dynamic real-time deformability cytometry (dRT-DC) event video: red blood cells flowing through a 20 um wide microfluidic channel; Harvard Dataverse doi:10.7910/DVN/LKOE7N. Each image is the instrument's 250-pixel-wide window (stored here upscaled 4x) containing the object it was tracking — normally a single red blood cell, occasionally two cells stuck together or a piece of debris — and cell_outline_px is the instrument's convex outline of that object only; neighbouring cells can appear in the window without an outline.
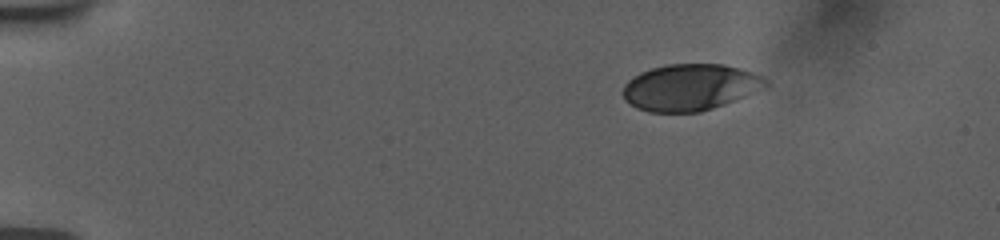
{"species": "human", "species_latin": "Homo sapiens", "temperature_condition": "room temperature", "stored_images_in_passage": 16, "camera_frame_rate_fps": 3000, "um_per_image_px": 0.085, "donor": {"sex": "female"}, "frame": {"image": 1, "passage_image": 1, "time_ms": 0.0, "image_size_px": [1000, 240], "cell_outline_px": [[768, 84], [764, 88], [736, 100], [700, 112], [648, 112], [636, 108], [624, 100], [624, 84], [628, 80], [640, 72], [652, 68], [668, 64], [724, 64], [740, 68], [764, 76], [768, 80]], "centroid_in_image_um": [58.67, 7.42], "position_along_channel_um": 26.3, "area_um2": 38.78}}
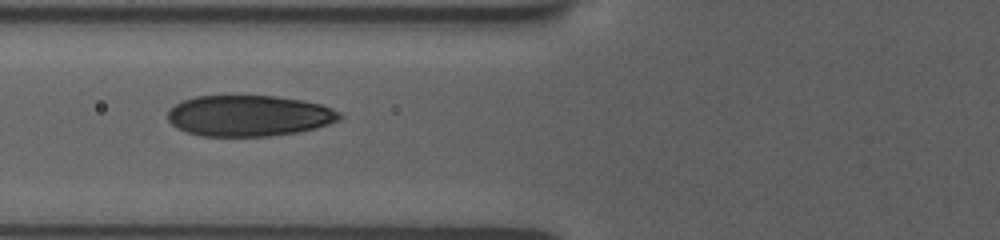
{"frame": {"image": 2, "passage_image": 12, "time_ms": 4.667, "image_size_px": [1000, 240], "cell_outline_px": [[344, 116], [340, 120], [316, 128], [300, 132], [268, 136], [200, 136], [176, 128], [168, 120], [168, 108], [184, 100], [196, 96], [276, 96], [300, 100], [320, 104], [332, 108], [340, 112]], "centroid_in_image_um": [21.17, 9.84], "position_along_channel_um": 104.6, "area_um2": 41.21}}
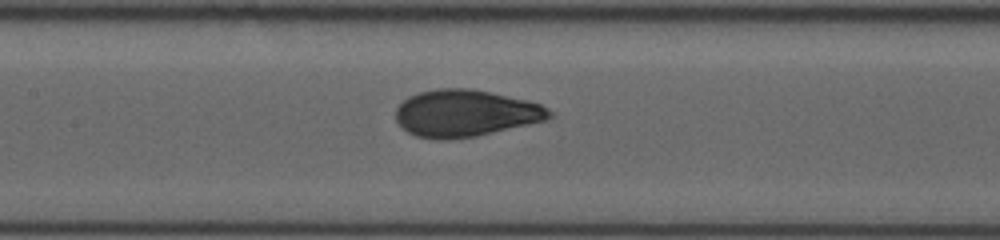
{"frame": {"image": 3, "passage_image": 16, "time_ms": 6.333, "image_size_px": [1000, 240], "cell_outline_px": [[552, 116], [548, 120], [476, 136], [448, 140], [440, 140], [416, 136], [408, 132], [396, 120], [396, 108], [408, 96], [420, 92], [440, 88], [468, 88], [528, 100], [540, 104], [548, 108], [552, 112]], "centroid_in_image_um": [39.57, 9.63], "position_along_channel_um": 167.8, "area_um2": 41.91}}